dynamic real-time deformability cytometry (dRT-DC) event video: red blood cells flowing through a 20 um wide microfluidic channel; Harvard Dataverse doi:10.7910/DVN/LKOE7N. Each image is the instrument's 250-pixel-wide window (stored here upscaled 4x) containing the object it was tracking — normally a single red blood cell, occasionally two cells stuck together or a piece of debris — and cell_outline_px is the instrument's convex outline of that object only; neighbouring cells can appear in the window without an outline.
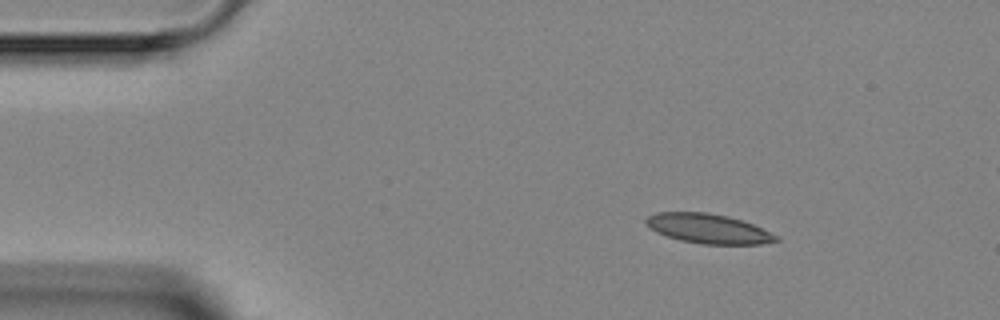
{"species": "Egyptian fruit bat (a non-hibernating species)", "species_latin": "Rousettus aegyptiacus", "temperature_condition": "room temperature", "stored_images_in_passage": 4, "segment_of_instrument_passage": [1, 2], "camera_frame_rate_fps": 3000, "um_per_image_px": 0.085, "animal": {"sex": "female"}, "frame": {"image": 1, "passage_image": 1, "time_ms": 0.0, "image_size_px": [1000, 320], "cell_outline_px": [[780, 240], [760, 244], [704, 244], [680, 240], [656, 232], [644, 220], [648, 216], [656, 212], [708, 212], [728, 216], [752, 224], [780, 236]], "centroid_in_image_um": [60.23, 19.43], "position_along_channel_um": 24.8, "area_um2": 22.25}}